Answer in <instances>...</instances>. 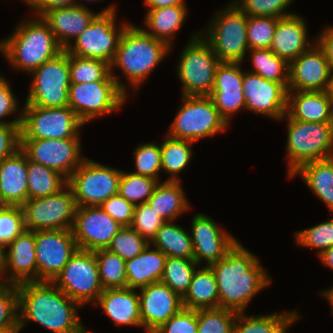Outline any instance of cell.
<instances>
[{"label": "cell", "mask_w": 333, "mask_h": 333, "mask_svg": "<svg viewBox=\"0 0 333 333\" xmlns=\"http://www.w3.org/2000/svg\"><path fill=\"white\" fill-rule=\"evenodd\" d=\"M18 328L33 321L53 333H88L80 320L81 306L53 282L33 281L17 285Z\"/></svg>", "instance_id": "1"}, {"label": "cell", "mask_w": 333, "mask_h": 333, "mask_svg": "<svg viewBox=\"0 0 333 333\" xmlns=\"http://www.w3.org/2000/svg\"><path fill=\"white\" fill-rule=\"evenodd\" d=\"M260 259L239 241L216 263L210 265L219 292V307L244 312L259 291L271 283Z\"/></svg>", "instance_id": "2"}, {"label": "cell", "mask_w": 333, "mask_h": 333, "mask_svg": "<svg viewBox=\"0 0 333 333\" xmlns=\"http://www.w3.org/2000/svg\"><path fill=\"white\" fill-rule=\"evenodd\" d=\"M171 48L163 41L147 34L142 27L129 24L120 39L117 52L110 64V73L115 78L119 88L128 96L127 85L116 76L114 67L119 68L130 83L133 91L153 72L161 63Z\"/></svg>", "instance_id": "3"}, {"label": "cell", "mask_w": 333, "mask_h": 333, "mask_svg": "<svg viewBox=\"0 0 333 333\" xmlns=\"http://www.w3.org/2000/svg\"><path fill=\"white\" fill-rule=\"evenodd\" d=\"M33 18L20 21L13 34L0 41V52L11 67L27 73L64 50L42 17Z\"/></svg>", "instance_id": "4"}, {"label": "cell", "mask_w": 333, "mask_h": 333, "mask_svg": "<svg viewBox=\"0 0 333 333\" xmlns=\"http://www.w3.org/2000/svg\"><path fill=\"white\" fill-rule=\"evenodd\" d=\"M286 157L288 177L303 164L333 157V122H303L287 113Z\"/></svg>", "instance_id": "5"}, {"label": "cell", "mask_w": 333, "mask_h": 333, "mask_svg": "<svg viewBox=\"0 0 333 333\" xmlns=\"http://www.w3.org/2000/svg\"><path fill=\"white\" fill-rule=\"evenodd\" d=\"M201 32L190 37L179 57L176 75L183 85L182 96H209L212 93L221 61Z\"/></svg>", "instance_id": "6"}, {"label": "cell", "mask_w": 333, "mask_h": 333, "mask_svg": "<svg viewBox=\"0 0 333 333\" xmlns=\"http://www.w3.org/2000/svg\"><path fill=\"white\" fill-rule=\"evenodd\" d=\"M248 16L233 2L215 14L202 36L221 62L242 63L246 51Z\"/></svg>", "instance_id": "7"}, {"label": "cell", "mask_w": 333, "mask_h": 333, "mask_svg": "<svg viewBox=\"0 0 333 333\" xmlns=\"http://www.w3.org/2000/svg\"><path fill=\"white\" fill-rule=\"evenodd\" d=\"M117 10L108 5L98 12L90 25L76 37L65 51L82 58L100 59L111 64L117 52L121 36L129 23L116 26ZM117 28V29H116Z\"/></svg>", "instance_id": "8"}, {"label": "cell", "mask_w": 333, "mask_h": 333, "mask_svg": "<svg viewBox=\"0 0 333 333\" xmlns=\"http://www.w3.org/2000/svg\"><path fill=\"white\" fill-rule=\"evenodd\" d=\"M182 99L168 136L195 142L215 136L229 127L210 96H182Z\"/></svg>", "instance_id": "9"}, {"label": "cell", "mask_w": 333, "mask_h": 333, "mask_svg": "<svg viewBox=\"0 0 333 333\" xmlns=\"http://www.w3.org/2000/svg\"><path fill=\"white\" fill-rule=\"evenodd\" d=\"M29 75L33 79L24 105L52 108L69 105V54L63 50Z\"/></svg>", "instance_id": "10"}, {"label": "cell", "mask_w": 333, "mask_h": 333, "mask_svg": "<svg viewBox=\"0 0 333 333\" xmlns=\"http://www.w3.org/2000/svg\"><path fill=\"white\" fill-rule=\"evenodd\" d=\"M21 139L80 138V128L85 124L69 107H22Z\"/></svg>", "instance_id": "11"}, {"label": "cell", "mask_w": 333, "mask_h": 333, "mask_svg": "<svg viewBox=\"0 0 333 333\" xmlns=\"http://www.w3.org/2000/svg\"><path fill=\"white\" fill-rule=\"evenodd\" d=\"M53 283L81 307L103 292L94 251L77 249Z\"/></svg>", "instance_id": "12"}, {"label": "cell", "mask_w": 333, "mask_h": 333, "mask_svg": "<svg viewBox=\"0 0 333 333\" xmlns=\"http://www.w3.org/2000/svg\"><path fill=\"white\" fill-rule=\"evenodd\" d=\"M122 170L88 159L68 178L77 207L100 206L118 194Z\"/></svg>", "instance_id": "13"}, {"label": "cell", "mask_w": 333, "mask_h": 333, "mask_svg": "<svg viewBox=\"0 0 333 333\" xmlns=\"http://www.w3.org/2000/svg\"><path fill=\"white\" fill-rule=\"evenodd\" d=\"M68 94V106L84 124L113 111L117 112L128 97L116 81L71 83Z\"/></svg>", "instance_id": "14"}, {"label": "cell", "mask_w": 333, "mask_h": 333, "mask_svg": "<svg viewBox=\"0 0 333 333\" xmlns=\"http://www.w3.org/2000/svg\"><path fill=\"white\" fill-rule=\"evenodd\" d=\"M21 208L26 230L72 229L77 204L67 184L55 194L27 199Z\"/></svg>", "instance_id": "15"}, {"label": "cell", "mask_w": 333, "mask_h": 333, "mask_svg": "<svg viewBox=\"0 0 333 333\" xmlns=\"http://www.w3.org/2000/svg\"><path fill=\"white\" fill-rule=\"evenodd\" d=\"M28 159L58 171L67 179L87 158L82 156L80 138L21 139Z\"/></svg>", "instance_id": "16"}, {"label": "cell", "mask_w": 333, "mask_h": 333, "mask_svg": "<svg viewBox=\"0 0 333 333\" xmlns=\"http://www.w3.org/2000/svg\"><path fill=\"white\" fill-rule=\"evenodd\" d=\"M77 249L72 229L35 231L37 281L53 282Z\"/></svg>", "instance_id": "17"}, {"label": "cell", "mask_w": 333, "mask_h": 333, "mask_svg": "<svg viewBox=\"0 0 333 333\" xmlns=\"http://www.w3.org/2000/svg\"><path fill=\"white\" fill-rule=\"evenodd\" d=\"M121 226L101 206L77 207L72 233L78 249H107Z\"/></svg>", "instance_id": "18"}, {"label": "cell", "mask_w": 333, "mask_h": 333, "mask_svg": "<svg viewBox=\"0 0 333 333\" xmlns=\"http://www.w3.org/2000/svg\"><path fill=\"white\" fill-rule=\"evenodd\" d=\"M332 70L323 50L313 44L289 63L288 91H328Z\"/></svg>", "instance_id": "19"}, {"label": "cell", "mask_w": 333, "mask_h": 333, "mask_svg": "<svg viewBox=\"0 0 333 333\" xmlns=\"http://www.w3.org/2000/svg\"><path fill=\"white\" fill-rule=\"evenodd\" d=\"M242 89L249 112L277 121L286 114L288 90L281 83L244 71Z\"/></svg>", "instance_id": "20"}, {"label": "cell", "mask_w": 333, "mask_h": 333, "mask_svg": "<svg viewBox=\"0 0 333 333\" xmlns=\"http://www.w3.org/2000/svg\"><path fill=\"white\" fill-rule=\"evenodd\" d=\"M191 222L190 236L194 250V261L198 265L203 261L206 262V266L216 263L238 241L204 213L193 216Z\"/></svg>", "instance_id": "21"}, {"label": "cell", "mask_w": 333, "mask_h": 333, "mask_svg": "<svg viewBox=\"0 0 333 333\" xmlns=\"http://www.w3.org/2000/svg\"><path fill=\"white\" fill-rule=\"evenodd\" d=\"M0 281L15 285L37 281L35 231L25 229L3 249Z\"/></svg>", "instance_id": "22"}, {"label": "cell", "mask_w": 333, "mask_h": 333, "mask_svg": "<svg viewBox=\"0 0 333 333\" xmlns=\"http://www.w3.org/2000/svg\"><path fill=\"white\" fill-rule=\"evenodd\" d=\"M240 67L241 63L238 62H220L216 69L212 93L209 95L228 125L232 115L246 109L242 89L244 71L243 67Z\"/></svg>", "instance_id": "23"}, {"label": "cell", "mask_w": 333, "mask_h": 333, "mask_svg": "<svg viewBox=\"0 0 333 333\" xmlns=\"http://www.w3.org/2000/svg\"><path fill=\"white\" fill-rule=\"evenodd\" d=\"M142 327L153 333L182 308V298L162 282L139 289Z\"/></svg>", "instance_id": "24"}, {"label": "cell", "mask_w": 333, "mask_h": 333, "mask_svg": "<svg viewBox=\"0 0 333 333\" xmlns=\"http://www.w3.org/2000/svg\"><path fill=\"white\" fill-rule=\"evenodd\" d=\"M27 175V155L21 148L0 162L1 206H22L26 202Z\"/></svg>", "instance_id": "25"}, {"label": "cell", "mask_w": 333, "mask_h": 333, "mask_svg": "<svg viewBox=\"0 0 333 333\" xmlns=\"http://www.w3.org/2000/svg\"><path fill=\"white\" fill-rule=\"evenodd\" d=\"M98 13L86 5L52 9L42 19L49 25L57 43L65 50L91 23ZM71 39V40H70Z\"/></svg>", "instance_id": "26"}, {"label": "cell", "mask_w": 333, "mask_h": 333, "mask_svg": "<svg viewBox=\"0 0 333 333\" xmlns=\"http://www.w3.org/2000/svg\"><path fill=\"white\" fill-rule=\"evenodd\" d=\"M306 25V21L297 14L279 18L271 51L288 63L307 51L315 43L309 42Z\"/></svg>", "instance_id": "27"}, {"label": "cell", "mask_w": 333, "mask_h": 333, "mask_svg": "<svg viewBox=\"0 0 333 333\" xmlns=\"http://www.w3.org/2000/svg\"><path fill=\"white\" fill-rule=\"evenodd\" d=\"M95 305L102 307L114 325L142 327L139 293L136 289H104Z\"/></svg>", "instance_id": "28"}, {"label": "cell", "mask_w": 333, "mask_h": 333, "mask_svg": "<svg viewBox=\"0 0 333 333\" xmlns=\"http://www.w3.org/2000/svg\"><path fill=\"white\" fill-rule=\"evenodd\" d=\"M286 113L303 122H333V103L328 91H288Z\"/></svg>", "instance_id": "29"}, {"label": "cell", "mask_w": 333, "mask_h": 333, "mask_svg": "<svg viewBox=\"0 0 333 333\" xmlns=\"http://www.w3.org/2000/svg\"><path fill=\"white\" fill-rule=\"evenodd\" d=\"M151 244L136 257L126 260L127 288L141 289L161 281L167 256Z\"/></svg>", "instance_id": "30"}, {"label": "cell", "mask_w": 333, "mask_h": 333, "mask_svg": "<svg viewBox=\"0 0 333 333\" xmlns=\"http://www.w3.org/2000/svg\"><path fill=\"white\" fill-rule=\"evenodd\" d=\"M188 13L187 5H176L147 10L145 26L142 28L147 34L165 42L173 49V38L176 32L183 26ZM173 37V38H172Z\"/></svg>", "instance_id": "31"}, {"label": "cell", "mask_w": 333, "mask_h": 333, "mask_svg": "<svg viewBox=\"0 0 333 333\" xmlns=\"http://www.w3.org/2000/svg\"><path fill=\"white\" fill-rule=\"evenodd\" d=\"M180 182H159L147 201L166 222L175 221L191 206Z\"/></svg>", "instance_id": "32"}, {"label": "cell", "mask_w": 333, "mask_h": 333, "mask_svg": "<svg viewBox=\"0 0 333 333\" xmlns=\"http://www.w3.org/2000/svg\"><path fill=\"white\" fill-rule=\"evenodd\" d=\"M296 175L333 212V157L305 163L291 177Z\"/></svg>", "instance_id": "33"}, {"label": "cell", "mask_w": 333, "mask_h": 333, "mask_svg": "<svg viewBox=\"0 0 333 333\" xmlns=\"http://www.w3.org/2000/svg\"><path fill=\"white\" fill-rule=\"evenodd\" d=\"M196 268L189 289L182 298L184 308L199 310L219 307L216 277L210 266Z\"/></svg>", "instance_id": "34"}, {"label": "cell", "mask_w": 333, "mask_h": 333, "mask_svg": "<svg viewBox=\"0 0 333 333\" xmlns=\"http://www.w3.org/2000/svg\"><path fill=\"white\" fill-rule=\"evenodd\" d=\"M299 318L300 314L294 310L252 316L237 312L233 333H286Z\"/></svg>", "instance_id": "35"}, {"label": "cell", "mask_w": 333, "mask_h": 333, "mask_svg": "<svg viewBox=\"0 0 333 333\" xmlns=\"http://www.w3.org/2000/svg\"><path fill=\"white\" fill-rule=\"evenodd\" d=\"M150 244L161 250L167 257L194 260L193 244L189 232L173 221L165 222Z\"/></svg>", "instance_id": "36"}, {"label": "cell", "mask_w": 333, "mask_h": 333, "mask_svg": "<svg viewBox=\"0 0 333 333\" xmlns=\"http://www.w3.org/2000/svg\"><path fill=\"white\" fill-rule=\"evenodd\" d=\"M28 199L55 194L68 184V179L58 171L35 163L27 157Z\"/></svg>", "instance_id": "37"}, {"label": "cell", "mask_w": 333, "mask_h": 333, "mask_svg": "<svg viewBox=\"0 0 333 333\" xmlns=\"http://www.w3.org/2000/svg\"><path fill=\"white\" fill-rule=\"evenodd\" d=\"M193 143L195 142L166 135L160 145V150L162 170L170 175L167 181H180L179 173L186 169L192 160L191 145Z\"/></svg>", "instance_id": "38"}, {"label": "cell", "mask_w": 333, "mask_h": 333, "mask_svg": "<svg viewBox=\"0 0 333 333\" xmlns=\"http://www.w3.org/2000/svg\"><path fill=\"white\" fill-rule=\"evenodd\" d=\"M249 52L253 66L249 72L288 88L289 63L285 59L278 57L270 48L252 49Z\"/></svg>", "instance_id": "39"}, {"label": "cell", "mask_w": 333, "mask_h": 333, "mask_svg": "<svg viewBox=\"0 0 333 333\" xmlns=\"http://www.w3.org/2000/svg\"><path fill=\"white\" fill-rule=\"evenodd\" d=\"M103 289L127 287L126 260L108 249L94 251Z\"/></svg>", "instance_id": "40"}, {"label": "cell", "mask_w": 333, "mask_h": 333, "mask_svg": "<svg viewBox=\"0 0 333 333\" xmlns=\"http://www.w3.org/2000/svg\"><path fill=\"white\" fill-rule=\"evenodd\" d=\"M69 69L71 83L116 81L110 73V64L100 59L69 54Z\"/></svg>", "instance_id": "41"}, {"label": "cell", "mask_w": 333, "mask_h": 333, "mask_svg": "<svg viewBox=\"0 0 333 333\" xmlns=\"http://www.w3.org/2000/svg\"><path fill=\"white\" fill-rule=\"evenodd\" d=\"M196 266L199 265L194 260L167 257L160 282L183 298L189 289Z\"/></svg>", "instance_id": "42"}, {"label": "cell", "mask_w": 333, "mask_h": 333, "mask_svg": "<svg viewBox=\"0 0 333 333\" xmlns=\"http://www.w3.org/2000/svg\"><path fill=\"white\" fill-rule=\"evenodd\" d=\"M158 183L154 178L122 171L118 194L134 206L140 205L148 201Z\"/></svg>", "instance_id": "43"}, {"label": "cell", "mask_w": 333, "mask_h": 333, "mask_svg": "<svg viewBox=\"0 0 333 333\" xmlns=\"http://www.w3.org/2000/svg\"><path fill=\"white\" fill-rule=\"evenodd\" d=\"M237 312L225 308L197 310V333H233Z\"/></svg>", "instance_id": "44"}, {"label": "cell", "mask_w": 333, "mask_h": 333, "mask_svg": "<svg viewBox=\"0 0 333 333\" xmlns=\"http://www.w3.org/2000/svg\"><path fill=\"white\" fill-rule=\"evenodd\" d=\"M278 19L271 16H248L247 42L249 50L271 47Z\"/></svg>", "instance_id": "45"}, {"label": "cell", "mask_w": 333, "mask_h": 333, "mask_svg": "<svg viewBox=\"0 0 333 333\" xmlns=\"http://www.w3.org/2000/svg\"><path fill=\"white\" fill-rule=\"evenodd\" d=\"M134 174L160 180L161 167V150L160 145L150 142L141 143L134 149Z\"/></svg>", "instance_id": "46"}, {"label": "cell", "mask_w": 333, "mask_h": 333, "mask_svg": "<svg viewBox=\"0 0 333 333\" xmlns=\"http://www.w3.org/2000/svg\"><path fill=\"white\" fill-rule=\"evenodd\" d=\"M294 234L297 244L315 248L318 250L317 254L320 255L333 246V218L310 228L296 231Z\"/></svg>", "instance_id": "47"}, {"label": "cell", "mask_w": 333, "mask_h": 333, "mask_svg": "<svg viewBox=\"0 0 333 333\" xmlns=\"http://www.w3.org/2000/svg\"><path fill=\"white\" fill-rule=\"evenodd\" d=\"M149 244L131 226H124L112 238L107 249L116 253L124 260H129L140 254Z\"/></svg>", "instance_id": "48"}, {"label": "cell", "mask_w": 333, "mask_h": 333, "mask_svg": "<svg viewBox=\"0 0 333 333\" xmlns=\"http://www.w3.org/2000/svg\"><path fill=\"white\" fill-rule=\"evenodd\" d=\"M25 230L21 206H0V247H7Z\"/></svg>", "instance_id": "49"}, {"label": "cell", "mask_w": 333, "mask_h": 333, "mask_svg": "<svg viewBox=\"0 0 333 333\" xmlns=\"http://www.w3.org/2000/svg\"><path fill=\"white\" fill-rule=\"evenodd\" d=\"M165 222L147 202L135 205L131 227L149 243Z\"/></svg>", "instance_id": "50"}, {"label": "cell", "mask_w": 333, "mask_h": 333, "mask_svg": "<svg viewBox=\"0 0 333 333\" xmlns=\"http://www.w3.org/2000/svg\"><path fill=\"white\" fill-rule=\"evenodd\" d=\"M294 0H234L247 16L287 17L295 13L287 12Z\"/></svg>", "instance_id": "51"}, {"label": "cell", "mask_w": 333, "mask_h": 333, "mask_svg": "<svg viewBox=\"0 0 333 333\" xmlns=\"http://www.w3.org/2000/svg\"><path fill=\"white\" fill-rule=\"evenodd\" d=\"M18 328L17 285L0 281V329Z\"/></svg>", "instance_id": "52"}, {"label": "cell", "mask_w": 333, "mask_h": 333, "mask_svg": "<svg viewBox=\"0 0 333 333\" xmlns=\"http://www.w3.org/2000/svg\"><path fill=\"white\" fill-rule=\"evenodd\" d=\"M197 310L182 308L153 333H197Z\"/></svg>", "instance_id": "53"}, {"label": "cell", "mask_w": 333, "mask_h": 333, "mask_svg": "<svg viewBox=\"0 0 333 333\" xmlns=\"http://www.w3.org/2000/svg\"><path fill=\"white\" fill-rule=\"evenodd\" d=\"M18 101L16 96H14V93L12 92V89L10 85L7 82V79H5L4 76L0 75V124H9V125H21L22 123V112L23 110L18 109ZM18 113L19 117H16L13 120L4 121V117H8L9 115Z\"/></svg>", "instance_id": "54"}, {"label": "cell", "mask_w": 333, "mask_h": 333, "mask_svg": "<svg viewBox=\"0 0 333 333\" xmlns=\"http://www.w3.org/2000/svg\"><path fill=\"white\" fill-rule=\"evenodd\" d=\"M121 226H131L134 215V205L119 194L111 196L100 205Z\"/></svg>", "instance_id": "55"}, {"label": "cell", "mask_w": 333, "mask_h": 333, "mask_svg": "<svg viewBox=\"0 0 333 333\" xmlns=\"http://www.w3.org/2000/svg\"><path fill=\"white\" fill-rule=\"evenodd\" d=\"M21 125L0 124V162L21 147Z\"/></svg>", "instance_id": "56"}, {"label": "cell", "mask_w": 333, "mask_h": 333, "mask_svg": "<svg viewBox=\"0 0 333 333\" xmlns=\"http://www.w3.org/2000/svg\"><path fill=\"white\" fill-rule=\"evenodd\" d=\"M74 5H76V0H34L28 7L33 9L35 16L42 17L49 10Z\"/></svg>", "instance_id": "57"}, {"label": "cell", "mask_w": 333, "mask_h": 333, "mask_svg": "<svg viewBox=\"0 0 333 333\" xmlns=\"http://www.w3.org/2000/svg\"><path fill=\"white\" fill-rule=\"evenodd\" d=\"M323 50L333 73V26H327L314 40Z\"/></svg>", "instance_id": "58"}, {"label": "cell", "mask_w": 333, "mask_h": 333, "mask_svg": "<svg viewBox=\"0 0 333 333\" xmlns=\"http://www.w3.org/2000/svg\"><path fill=\"white\" fill-rule=\"evenodd\" d=\"M148 10L157 9L161 7L186 5L184 0H144Z\"/></svg>", "instance_id": "59"}, {"label": "cell", "mask_w": 333, "mask_h": 333, "mask_svg": "<svg viewBox=\"0 0 333 333\" xmlns=\"http://www.w3.org/2000/svg\"><path fill=\"white\" fill-rule=\"evenodd\" d=\"M318 257L323 265L333 270V246L323 251Z\"/></svg>", "instance_id": "60"}, {"label": "cell", "mask_w": 333, "mask_h": 333, "mask_svg": "<svg viewBox=\"0 0 333 333\" xmlns=\"http://www.w3.org/2000/svg\"><path fill=\"white\" fill-rule=\"evenodd\" d=\"M322 294V297H325L327 301L329 302V305L331 306V311L333 315V286L331 288H328L326 291H322L320 295Z\"/></svg>", "instance_id": "61"}, {"label": "cell", "mask_w": 333, "mask_h": 333, "mask_svg": "<svg viewBox=\"0 0 333 333\" xmlns=\"http://www.w3.org/2000/svg\"><path fill=\"white\" fill-rule=\"evenodd\" d=\"M0 333H19V328H4V329H0Z\"/></svg>", "instance_id": "62"}, {"label": "cell", "mask_w": 333, "mask_h": 333, "mask_svg": "<svg viewBox=\"0 0 333 333\" xmlns=\"http://www.w3.org/2000/svg\"><path fill=\"white\" fill-rule=\"evenodd\" d=\"M328 92L330 94V98H331V101L333 103V74H332V77H331V82H330Z\"/></svg>", "instance_id": "63"}, {"label": "cell", "mask_w": 333, "mask_h": 333, "mask_svg": "<svg viewBox=\"0 0 333 333\" xmlns=\"http://www.w3.org/2000/svg\"><path fill=\"white\" fill-rule=\"evenodd\" d=\"M2 263H3V249L0 247V277L2 272Z\"/></svg>", "instance_id": "64"}, {"label": "cell", "mask_w": 333, "mask_h": 333, "mask_svg": "<svg viewBox=\"0 0 333 333\" xmlns=\"http://www.w3.org/2000/svg\"><path fill=\"white\" fill-rule=\"evenodd\" d=\"M34 0H23V2L29 6Z\"/></svg>", "instance_id": "65"}, {"label": "cell", "mask_w": 333, "mask_h": 333, "mask_svg": "<svg viewBox=\"0 0 333 333\" xmlns=\"http://www.w3.org/2000/svg\"><path fill=\"white\" fill-rule=\"evenodd\" d=\"M77 1L78 0H76V5H79L80 3H78ZM85 1L93 2V1H98V0H85Z\"/></svg>", "instance_id": "66"}]
</instances>
